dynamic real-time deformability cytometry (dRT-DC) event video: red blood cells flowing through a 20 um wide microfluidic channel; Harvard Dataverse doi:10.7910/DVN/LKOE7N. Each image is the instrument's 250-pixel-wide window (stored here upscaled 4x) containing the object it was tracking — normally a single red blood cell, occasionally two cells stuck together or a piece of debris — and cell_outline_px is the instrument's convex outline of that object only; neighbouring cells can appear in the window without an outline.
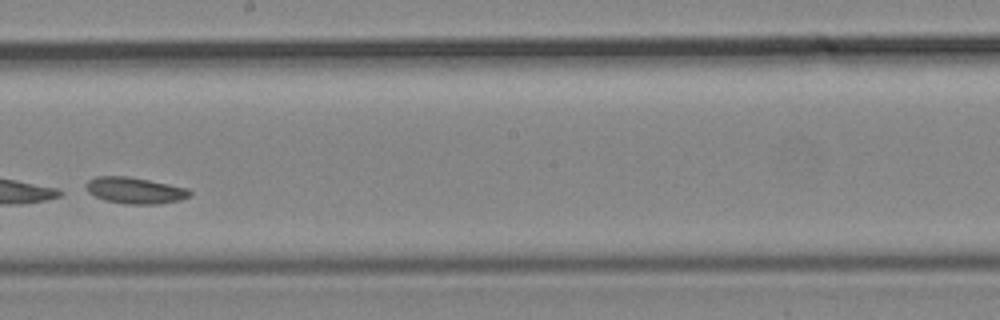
{"species": "common noctule bat (a hibernating species)", "species_latin": "Nyctalus noctula", "temperature_condition": "cold", "stored_images_in_passage": 38, "camera_frame_rate_fps": 3000, "um_per_image_px": 0.085, "animal": {"sex": "male", "body_mass_g": 19.2, "forearm_length_mm": 51.8}, "frame": {"image": 1, "passage_image": 20, "time_ms": 6.333, "image_size_px": [1000, 320], "cell_outline_px": [[192, 192], [188, 196], [180, 200], [160, 204], [124, 204], [104, 200], [88, 192], [84, 184], [88, 180], [96, 176], [128, 176], [188, 188]], "centroid_in_image_um": [11.44, 16.19], "position_along_channel_um": 236.8, "area_um2": 15.95}}
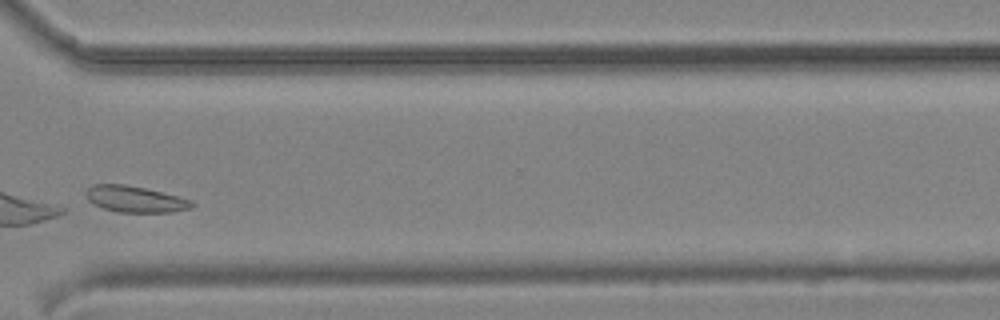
{"frame": {"image": 2, "passage_image": 28, "time_ms": 9.0, "image_size_px": [1000, 320], "cell_outline_px": [[196, 204], [192, 208], [172, 212], [116, 212], [92, 204], [88, 200], [84, 192], [92, 184], [124, 184], [144, 188], [192, 200]], "centroid_in_image_um": [11.46, 16.93], "position_along_channel_um": 359.1, "area_um2": 16.24}}